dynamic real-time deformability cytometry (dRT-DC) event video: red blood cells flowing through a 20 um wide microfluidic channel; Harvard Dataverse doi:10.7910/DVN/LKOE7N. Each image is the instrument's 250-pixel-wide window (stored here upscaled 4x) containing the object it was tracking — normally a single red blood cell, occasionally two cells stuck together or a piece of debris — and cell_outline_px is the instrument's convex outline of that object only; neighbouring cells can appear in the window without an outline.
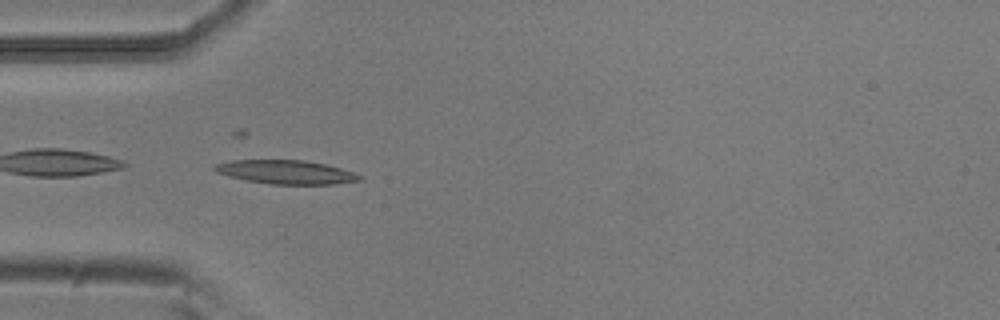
{"species": "common noctule bat (a hibernating species)", "species_latin": "Nyctalus noctula", "temperature_condition": "room temperature", "stored_images_in_passage": 8, "camera_frame_rate_fps": 3000, "um_per_image_px": 0.085, "animal": {"sex": "male", "body_mass_g": 20.5, "forearm_length_mm": 52.5}, "frame": {"image": 1, "passage_image": 4, "time_ms": 1.0, "image_size_px": [1000, 320], "cell_outline_px": [[360, 180], [332, 184], [268, 184], [228, 176], [216, 172], [212, 168], [216, 164], [232, 160], [304, 160], [324, 164], [340, 168], [352, 172], [360, 176]], "centroid_in_image_um": [24.25, 14.62], "position_along_channel_um": 60.7, "area_um2": 19.77}}